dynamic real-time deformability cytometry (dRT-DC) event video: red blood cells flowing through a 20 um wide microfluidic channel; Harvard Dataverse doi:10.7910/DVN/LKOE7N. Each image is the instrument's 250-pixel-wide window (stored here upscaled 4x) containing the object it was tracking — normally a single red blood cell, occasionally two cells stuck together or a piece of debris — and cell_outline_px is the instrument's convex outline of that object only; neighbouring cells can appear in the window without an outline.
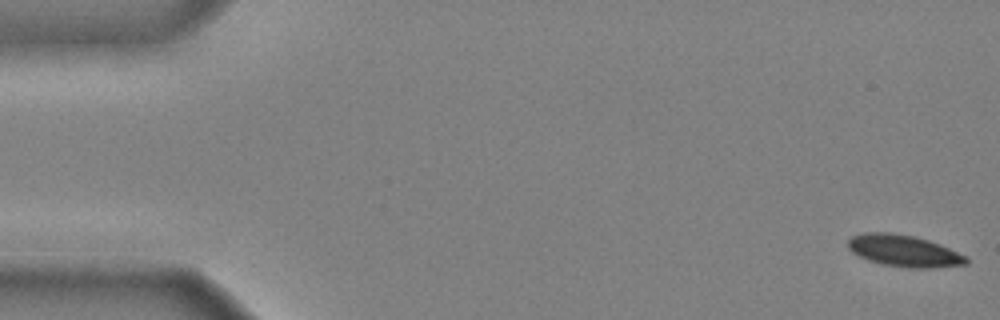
{"species": "common noctule bat (a hibernating species)", "species_latin": "Nyctalus noctula", "temperature_condition": "cold", "stored_images_in_passage": 48, "camera_frame_rate_fps": 3000, "um_per_image_px": 0.085, "animal": {"sex": "male", "body_mass_g": 20.4}, "frame": {"image": 1, "passage_image": 1, "time_ms": 0.0, "image_size_px": [1000, 320], "cell_outline_px": [[968, 264], [932, 268], [908, 268], [880, 264], [868, 260], [852, 252], [848, 248], [848, 240], [852, 236], [864, 232], [888, 232], [912, 236], [928, 240], [940, 244], [968, 256]], "centroid_in_image_um": [76.85, 21.33], "position_along_channel_um": 8.2, "area_um2": 21.96}}
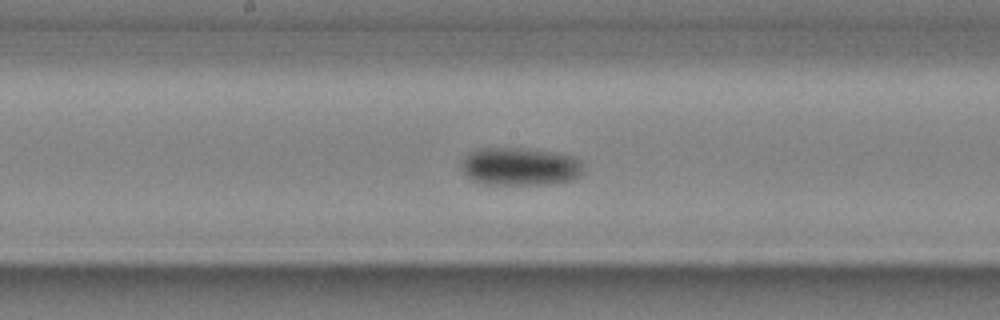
{"frame": {"image": 2, "passage_image": 26, "time_ms": 8.333, "image_size_px": [1000, 320], "cell_outline_px": [[584, 172], [580, 176], [572, 180], [552, 184], [484, 184], [472, 180], [460, 168], [460, 160], [464, 156], [476, 148], [536, 148], [556, 152], [572, 156], [580, 160]], "centroid_in_image_um": [44.2, 14.14], "position_along_channel_um": 204.0, "area_um2": 27.57}}
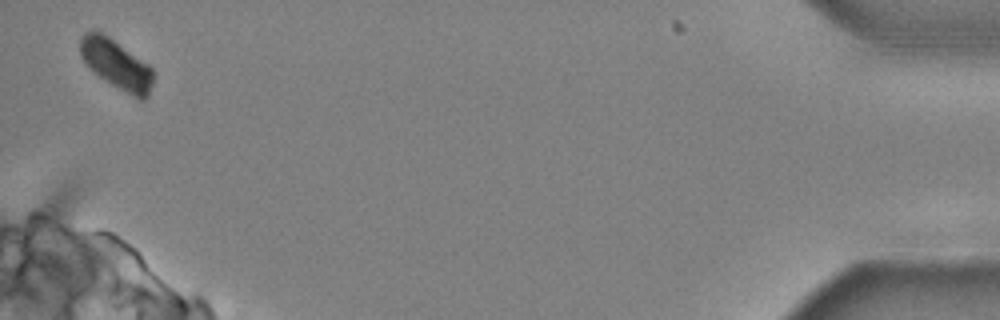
{"frame": {"image": 3, "passage_image": 48, "time_ms": 15.667, "image_size_px": [1000, 320], "cell_outline_px": [[152, 84], [148, 96], [144, 100], [140, 100], [132, 96], [104, 80], [88, 68], [84, 64], [80, 56], [80, 40], [84, 32], [100, 32], [108, 36], [148, 64], [152, 68]], "centroid_in_image_um": [9.87, 5.49], "position_along_channel_um": 425.3, "area_um2": 20.92}, "authors_computed_cell_mechanics": {"area_um2": 24.0159, "velocity_mm_per_s": 3.9264, "shape_relaxation_time_tau1_ms": 3.5413, "shape_relaxation_time_tau2_ms": null, "deformation_change_tau1": 0.1129, "deformation_change_tau2": null}}